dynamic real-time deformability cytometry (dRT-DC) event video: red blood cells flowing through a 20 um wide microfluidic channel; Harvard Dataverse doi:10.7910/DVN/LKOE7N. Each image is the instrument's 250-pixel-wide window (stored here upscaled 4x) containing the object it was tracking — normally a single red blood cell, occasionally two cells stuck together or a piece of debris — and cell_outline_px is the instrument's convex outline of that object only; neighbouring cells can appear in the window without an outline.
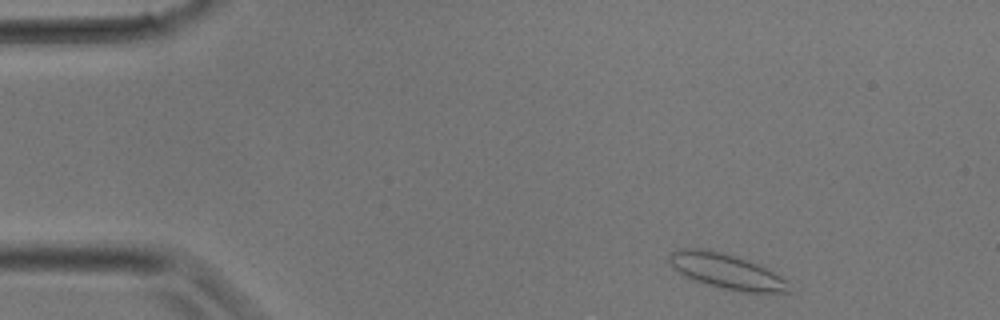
{"species": "common noctule bat (a hibernating species)", "species_latin": "Nyctalus noctula", "temperature_condition": "room temperature", "stored_images_in_passage": 30, "camera_frame_rate_fps": 3000, "um_per_image_px": 0.085, "animal": {"sex": "male", "body_mass_g": 17.9}, "frame": {"image": 1, "passage_image": 1, "time_ms": 0.0, "image_size_px": [1000, 320], "cell_outline_px": [[792, 292], [744, 292], [720, 288], [696, 280], [672, 268], [668, 260], [668, 256], [676, 248], [704, 248], [736, 256], [760, 264], [788, 280]], "centroid_in_image_um": [61.78, 23.04], "position_along_channel_um": 23.2, "area_um2": 24.57}}
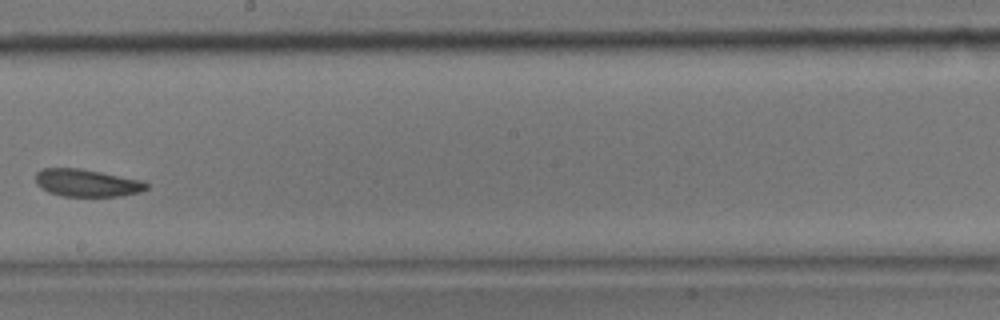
{"frame": {"image": 2, "passage_image": 16, "time_ms": 5.0, "image_size_px": [1000, 320], "cell_outline_px": [[148, 188], [140, 192], [120, 196], [64, 196], [48, 192], [36, 184], [36, 172], [44, 168], [80, 168], [144, 180], [148, 184]], "centroid_in_image_um": [7.41, 15.54], "position_along_channel_um": 240.8, "area_um2": 17.8}}
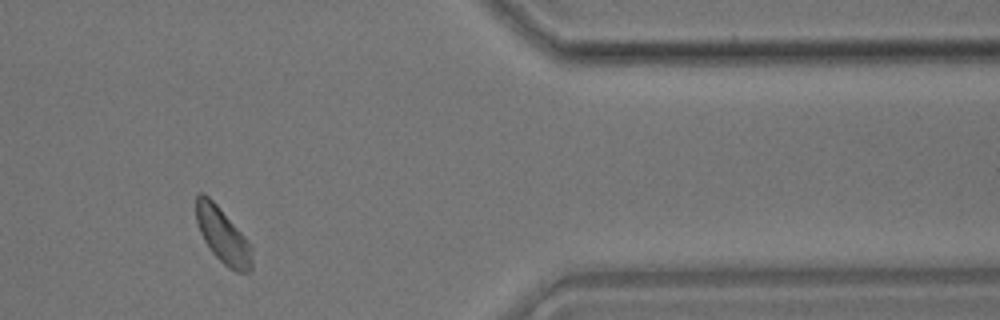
{"frame": {"image": 3, "passage_image": 25, "time_ms": 8.0, "image_size_px": [1000, 320], "cell_outline_px": [[252, 272], [236, 272], [228, 268], [212, 252], [204, 240], [200, 232], [196, 220], [196, 196], [200, 192], [204, 192], [216, 204], [252, 244]], "centroid_in_image_um": [18.96, 20.04], "position_along_channel_um": 392.4, "area_um2": 18.09}}